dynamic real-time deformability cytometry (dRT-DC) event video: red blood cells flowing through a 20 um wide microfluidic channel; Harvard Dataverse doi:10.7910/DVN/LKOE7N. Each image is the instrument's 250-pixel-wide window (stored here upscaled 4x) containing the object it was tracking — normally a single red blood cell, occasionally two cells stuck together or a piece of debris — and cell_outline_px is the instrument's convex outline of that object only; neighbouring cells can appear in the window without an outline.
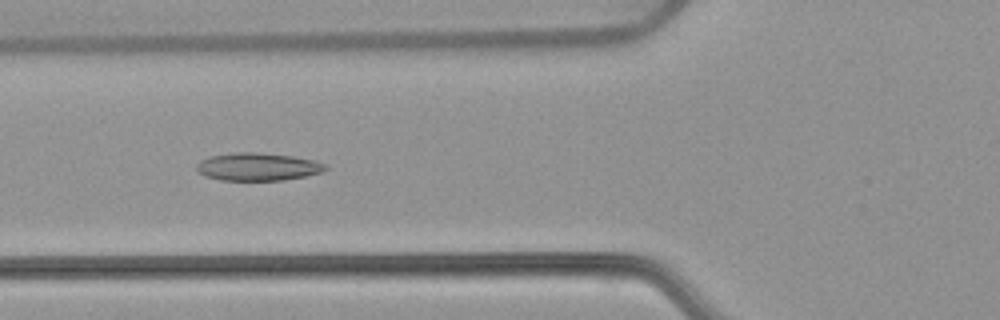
{"species": "common noctule bat (a hibernating species)", "species_latin": "Nyctalus noctula", "temperature_condition": "warm", "stored_images_in_passage": 45, "camera_frame_rate_fps": 3000, "um_per_image_px": 0.085, "animal": {"sex": "female", "body_mass_g": 22.7, "forearm_length_mm": 54.2}, "frame": {"image": 1, "passage_image": 16, "time_ms": 5.0, "image_size_px": [1000, 320], "cell_outline_px": [[328, 168], [324, 172], [284, 180], [220, 180], [204, 176], [196, 172], [196, 164], [200, 160], [208, 156], [236, 152], [256, 152], [292, 156], [316, 160], [328, 164]], "centroid_in_image_um": [21.91, 14.17], "position_along_channel_um": 103.9, "area_um2": 21.21}}
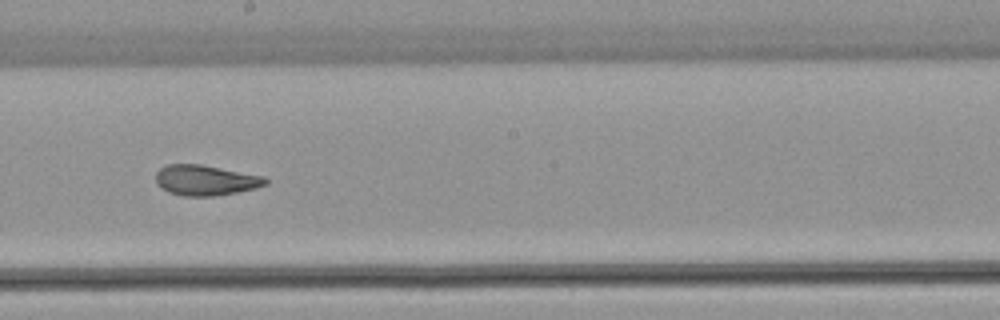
{"frame": {"image": 2, "passage_image": 26, "time_ms": 8.333, "image_size_px": [1000, 320], "cell_outline_px": [[268, 184], [256, 188], [216, 196], [184, 196], [168, 192], [160, 188], [156, 184], [156, 172], [160, 168], [168, 164], [200, 164], [264, 176], [268, 180]], "centroid_in_image_um": [17.46, 15.32], "position_along_channel_um": 230.7, "area_um2": 19.54}}
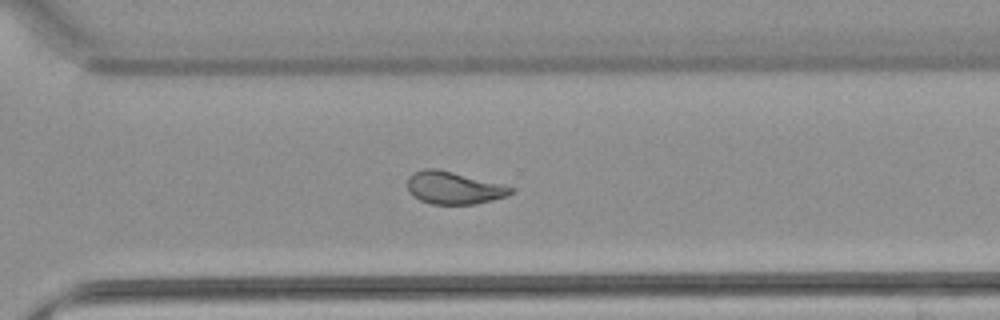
{"frame": {"image": 3, "passage_image": 34, "time_ms": 11.0, "image_size_px": [1000, 320], "cell_outline_px": [[516, 188], [508, 196], [476, 204], [432, 204], [420, 200], [412, 196], [408, 192], [408, 176], [424, 168], [436, 168]], "centroid_in_image_um": [38.55, 15.98], "position_along_channel_um": 332.1, "area_um2": 19.42}, "authors_computed_cell_mechanics": {"area_um2": 20.23, "velocity_mm_per_s": 3.8086, "shape_relaxation_time_tau1_ms": null, "shape_relaxation_time_tau2_ms": 1.972, "deformation_change_tau1": null, "deformation_change_tau2": 0.0835}}